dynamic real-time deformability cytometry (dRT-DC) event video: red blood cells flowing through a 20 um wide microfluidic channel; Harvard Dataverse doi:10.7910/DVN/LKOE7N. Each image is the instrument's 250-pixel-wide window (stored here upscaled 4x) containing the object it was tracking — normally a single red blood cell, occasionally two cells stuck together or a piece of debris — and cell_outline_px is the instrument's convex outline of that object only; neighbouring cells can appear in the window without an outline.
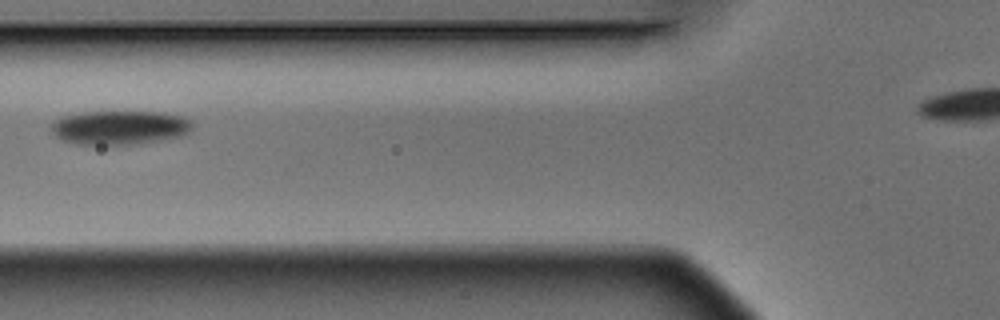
{"species": "Egyptian fruit bat (a non-hibernating species)", "species_latin": "Rousettus aegyptiacus", "temperature_condition": "warm", "stored_images_in_passage": 7, "camera_frame_rate_fps": 3000, "um_per_image_px": 0.085, "animal": {"sex": "male"}, "frame": {"image": 1, "passage_image": 3, "time_ms": 0.667, "image_size_px": [1000, 320], "cell_outline_px": [[192, 128], [188, 132], [176, 136], [160, 140], [128, 144], [76, 144], [64, 140], [56, 136], [52, 132], [52, 124], [56, 120], [64, 116], [80, 112], [160, 112], [180, 116], [188, 120], [192, 124]], "centroid_in_image_um": [10.13, 10.83], "position_along_channel_um": 115.7, "area_um2": 27.34}}
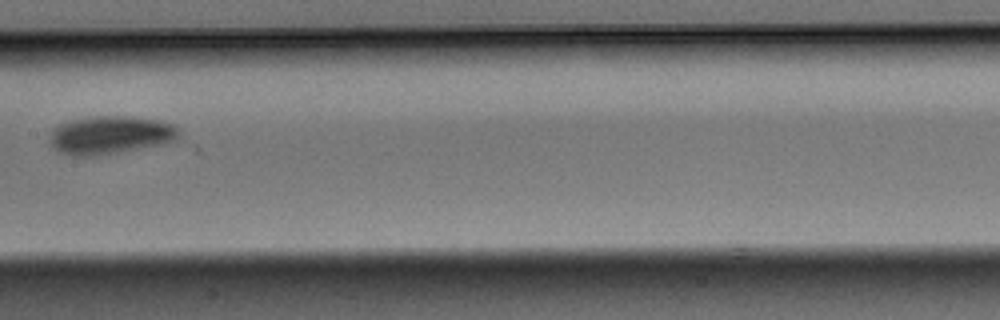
{"frame": {"image": 2, "passage_image": 5, "time_ms": 1.333, "image_size_px": [1000, 320], "cell_outline_px": [[180, 132], [172, 140], [160, 144], [96, 156], [72, 156], [56, 152], [48, 140], [52, 128], [56, 124], [68, 120], [88, 116], [128, 116], [160, 120], [176, 124]], "centroid_in_image_um": [9.27, 11.46], "position_along_channel_um": 198.1, "area_um2": 29.07}}
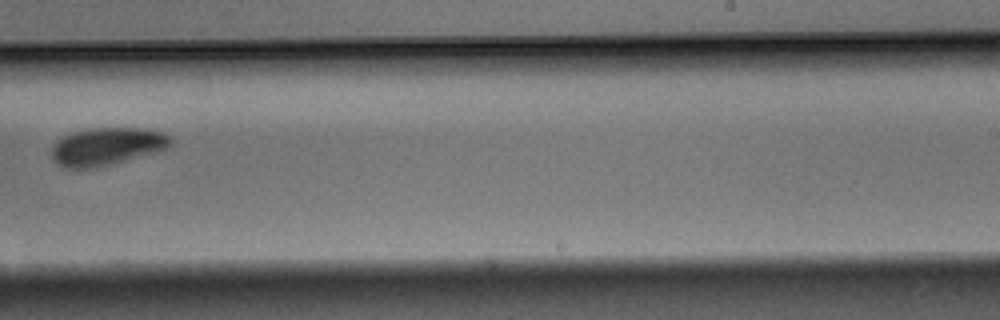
{"frame": {"image": 3, "passage_image": 7, "time_ms": 2.0, "image_size_px": [1000, 320], "cell_outline_px": [[172, 144], [168, 148], [112, 164], [96, 168], [64, 168], [56, 164], [52, 160], [52, 144], [64, 136], [72, 132], [88, 128], [136, 128], [164, 132], [172, 136]], "centroid_in_image_um": [9.06, 12.45], "position_along_channel_um": 279.9, "area_um2": 26.3}}